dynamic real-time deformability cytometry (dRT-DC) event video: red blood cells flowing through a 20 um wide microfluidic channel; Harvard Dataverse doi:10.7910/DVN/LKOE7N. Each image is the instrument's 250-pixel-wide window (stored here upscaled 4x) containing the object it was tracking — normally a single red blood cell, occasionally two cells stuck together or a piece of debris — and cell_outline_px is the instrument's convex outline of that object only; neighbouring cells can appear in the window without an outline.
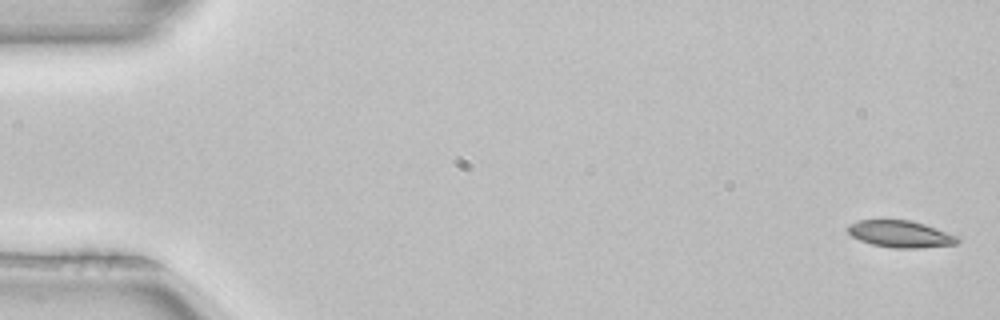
{"species": "common noctule bat (a hibernating species)", "species_latin": "Nyctalus noctula", "temperature_condition": "room temperature", "stored_images_in_passage": 4, "camera_frame_rate_fps": 3000, "um_per_image_px": 0.085, "animal": {"sex": "female", "body_mass_g": 22.7, "forearm_length_mm": 54.2}, "frame": {"image": 1, "passage_image": 1, "time_ms": 0.0, "image_size_px": [1000, 320], "cell_outline_px": [[960, 240], [956, 244], [920, 248], [892, 248], [872, 244], [860, 240], [852, 236], [848, 232], [848, 224], [860, 220], [912, 220], [960, 236]], "centroid_in_image_um": [76.57, 19.89], "position_along_channel_um": 8.4, "area_um2": 17.22}}
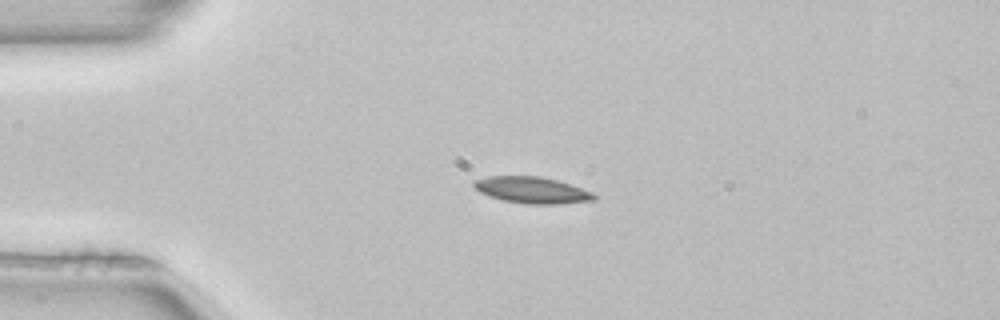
{"frame": {"image": 2, "passage_image": 3, "time_ms": 0.667, "image_size_px": [1000, 320], "cell_outline_px": [[596, 196], [592, 200], [560, 204], [524, 204], [504, 200], [480, 192], [472, 184], [472, 180], [488, 176], [540, 176], [556, 180], [592, 192]], "centroid_in_image_um": [45.18, 16.15], "position_along_channel_um": 39.8, "area_um2": 18.26}}
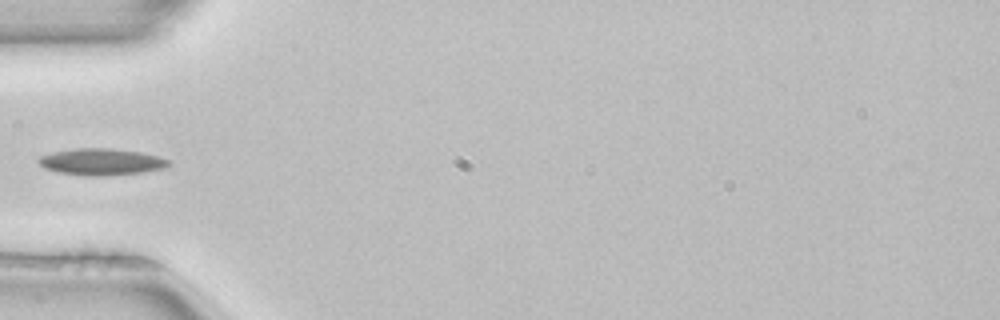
{"frame": {"image": 3, "passage_image": 4, "time_ms": 1.0, "image_size_px": [1000, 320], "cell_outline_px": [[172, 164], [168, 168], [144, 172], [104, 176], [84, 176], [60, 172], [44, 168], [36, 160], [40, 156], [52, 152], [76, 148], [108, 148], [140, 152], [160, 156], [172, 160]], "centroid_in_image_um": [8.68, 13.76], "position_along_channel_um": 76.3, "area_um2": 20.52}}